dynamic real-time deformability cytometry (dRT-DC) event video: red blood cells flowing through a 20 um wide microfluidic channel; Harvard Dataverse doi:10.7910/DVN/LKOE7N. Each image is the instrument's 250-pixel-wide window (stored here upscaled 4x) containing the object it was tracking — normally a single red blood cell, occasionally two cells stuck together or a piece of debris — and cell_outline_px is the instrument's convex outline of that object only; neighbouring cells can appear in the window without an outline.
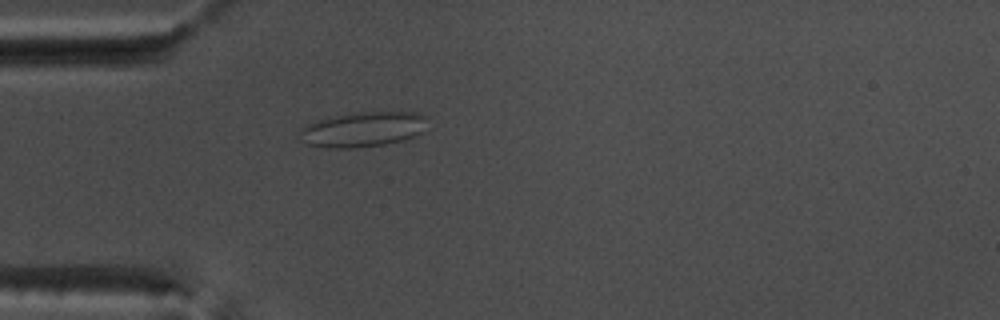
{"species": "common noctule bat (a hibernating species)", "species_latin": "Nyctalus noctula", "temperature_condition": "warm", "stored_images_in_passage": 54, "camera_frame_rate_fps": 3000, "um_per_image_px": 0.085, "animal": {"sex": "male", "body_mass_g": 17.5, "forearm_length_mm": 52.3}, "frame": {"image": 1, "passage_image": 16, "time_ms": 5.0, "image_size_px": [1000, 320], "cell_outline_px": [[424, 116], [420, 132], [404, 140], [384, 144], [352, 148], [328, 148], [308, 144], [300, 132], [300, 128], [308, 124], [320, 120], [336, 116], [356, 112], [416, 112]], "centroid_in_image_um": [30.81, 11.0], "position_along_channel_um": 54.2, "area_um2": 25.2}}
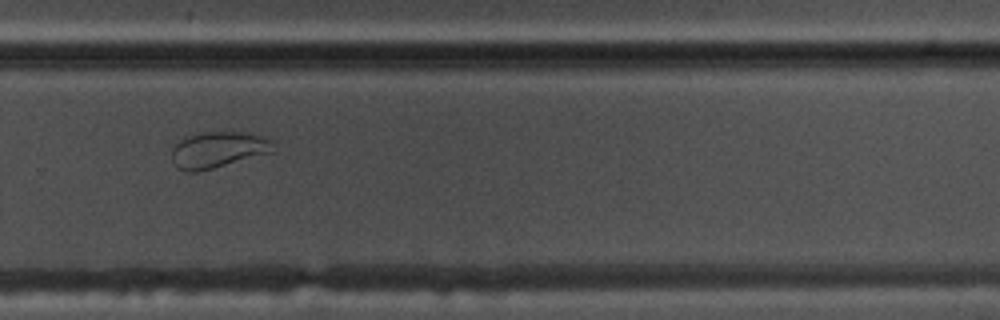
{"frame": {"image": 2, "passage_image": 37, "time_ms": 12.0, "image_size_px": [1000, 320], "cell_outline_px": [[276, 152], [200, 172], [188, 172], [176, 168], [172, 160], [172, 148], [180, 140], [188, 136], [204, 132], [252, 132], [264, 136], [272, 140]], "centroid_in_image_um": [18.6, 12.74], "position_along_channel_um": 311.2, "area_um2": 21.96}}
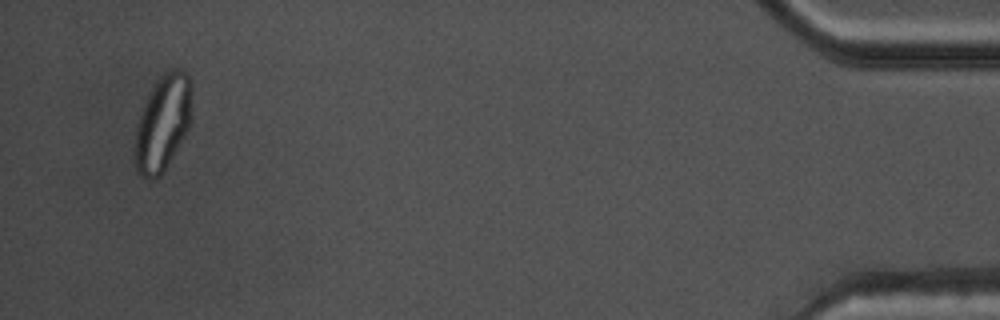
{"frame": {"image": 3, "passage_image": 52, "time_ms": 17.0, "image_size_px": [1000, 320], "cell_outline_px": [[188, 128], [164, 172], [156, 180], [144, 180], [136, 172], [132, 156], [132, 148], [136, 124], [140, 112], [156, 80], [164, 72], [172, 68], [180, 68], [188, 76]], "centroid_in_image_um": [13.7, 10.58], "position_along_channel_um": 421.5, "area_um2": 31.73}, "authors_computed_cell_mechanics": {"area_um2": 27.744, "velocity_mm_per_s": 3.7763, "shape_relaxation_time_tau1_ms": null, "shape_relaxation_time_tau2_ms": 0.9134, "deformation_change_tau1": null, "deformation_change_tau2": 0.0687}}